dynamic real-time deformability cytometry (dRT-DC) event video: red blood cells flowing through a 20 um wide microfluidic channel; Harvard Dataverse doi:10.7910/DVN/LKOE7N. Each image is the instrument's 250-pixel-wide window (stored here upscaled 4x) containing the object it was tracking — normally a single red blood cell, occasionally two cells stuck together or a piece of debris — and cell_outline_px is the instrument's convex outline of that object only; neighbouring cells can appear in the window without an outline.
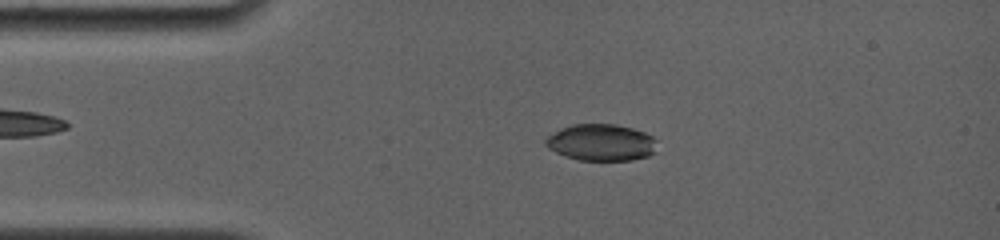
{"species": "common noctule bat (a hibernating species)", "species_latin": "Nyctalus noctula", "temperature_condition": "room temperature", "stored_images_in_passage": 53, "camera_frame_rate_fps": 4000, "um_per_image_px": 0.085, "animal": {"sex": "female", "body_mass_g": 19.0, "forearm_length_mm": 56.7}, "frame": {"image": 1, "passage_image": 11, "time_ms": 2.5, "image_size_px": [1000, 240], "cell_outline_px": [[656, 152], [648, 156], [632, 160], [576, 160], [564, 156], [548, 148], [544, 144], [544, 140], [548, 136], [560, 128], [572, 124], [616, 124], [632, 128], [644, 132], [652, 136], [656, 140]], "centroid_in_image_um": [51.09, 12.11], "position_along_channel_um": 33.9, "area_um2": 24.04}}
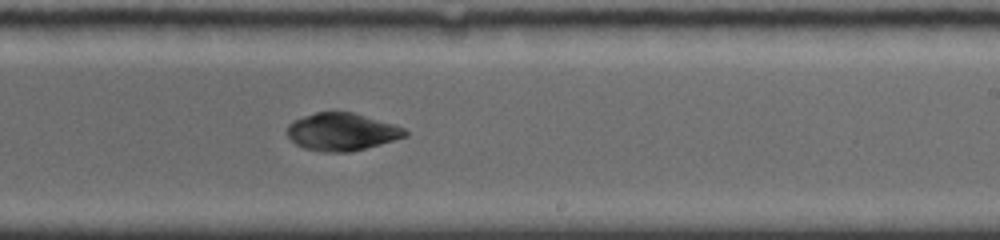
{"frame": {"image": 2, "passage_image": 31, "time_ms": 9.25, "image_size_px": [1000, 240], "cell_outline_px": [[408, 136], [380, 144], [348, 152], [324, 152], [304, 148], [296, 144], [284, 132], [288, 124], [292, 120], [316, 112], [352, 112], [392, 124], [404, 128], [408, 132]], "centroid_in_image_um": [29.01, 11.2], "position_along_channel_um": 260.0, "area_um2": 25.72}}
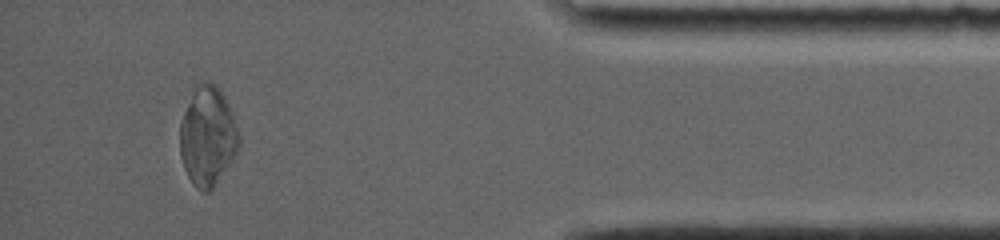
{"frame": {"image": 3, "passage_image": 53, "time_ms": 14.25, "image_size_px": [1000, 240], "cell_outline_px": [[240, 144], [236, 152], [212, 188], [208, 192], [200, 192], [196, 188], [188, 176], [184, 168], [180, 156], [180, 120], [196, 84], [212, 84], [224, 96], [228, 104], [236, 124], [240, 136]], "centroid_in_image_um": [17.62, 11.61], "position_along_channel_um": 417.6, "area_um2": 33.47}, "authors_computed_cell_mechanics": {"area_um2": 26.299, "velocity_mm_per_s": 3.8104, "shape_relaxation_time_tau1_ms": 6.0563, "shape_relaxation_time_tau2_ms": 2.6307, "deformation_change_tau1": 0.1369, "deformation_change_tau2": 0.0425}}